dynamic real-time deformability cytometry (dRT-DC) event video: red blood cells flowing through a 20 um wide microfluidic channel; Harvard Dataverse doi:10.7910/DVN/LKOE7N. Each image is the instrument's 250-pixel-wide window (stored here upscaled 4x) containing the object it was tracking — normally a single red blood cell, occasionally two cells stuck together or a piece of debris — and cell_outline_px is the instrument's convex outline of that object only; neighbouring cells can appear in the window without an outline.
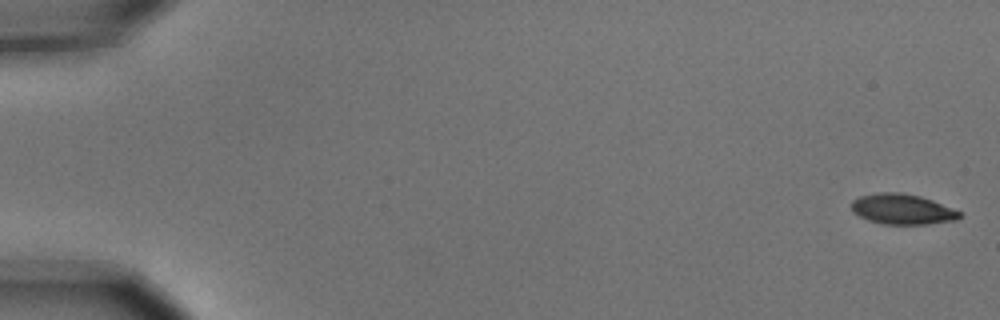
{"species": "common noctule bat (a hibernating species)", "species_latin": "Nyctalus noctula", "temperature_condition": "cold", "stored_images_in_passage": 9, "camera_frame_rate_fps": 3000, "um_per_image_px": 0.085, "animal": {"sex": "male", "body_mass_g": 15.6}, "frame": {"image": 1, "passage_image": 1, "time_ms": 0.0, "image_size_px": [1000, 320], "cell_outline_px": [[964, 216], [956, 220], [928, 224], [884, 224], [868, 220], [852, 212], [852, 200], [860, 196], [876, 192], [900, 192], [920, 196], [932, 200], [960, 212]], "centroid_in_image_um": [76.69, 17.78], "position_along_channel_um": 8.3, "area_um2": 19.13}}
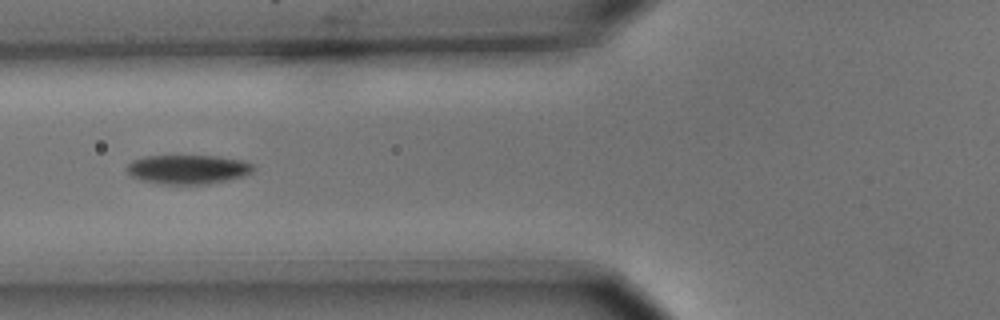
{"frame": {"image": 2, "passage_image": 7, "time_ms": 2.0, "image_size_px": [1000, 320], "cell_outline_px": [[256, 168], [252, 172], [228, 180], [208, 184], [160, 184], [140, 180], [132, 176], [128, 172], [128, 164], [132, 160], [148, 156], [216, 156], [240, 160], [252, 164]], "centroid_in_image_um": [15.96, 14.4], "position_along_channel_um": 109.8, "area_um2": 21.33}}
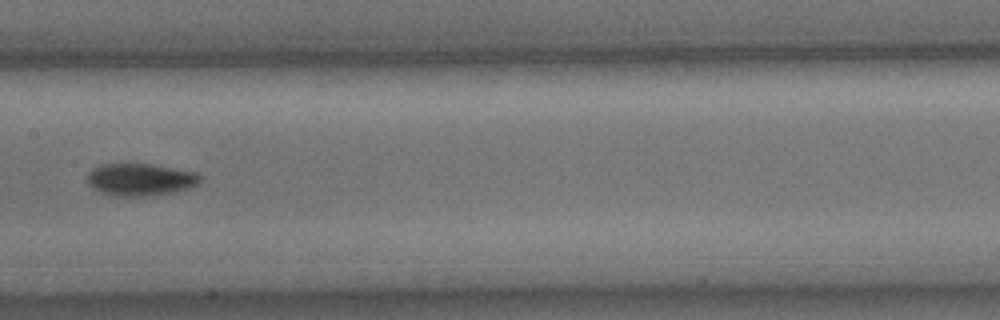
{"frame": {"image": 3, "passage_image": 9, "time_ms": 2.667, "image_size_px": [1000, 320], "cell_outline_px": [[200, 180], [196, 184], [188, 188], [152, 196], [112, 196], [92, 188], [88, 184], [88, 172], [92, 168], [100, 164], [152, 164], [200, 172]], "centroid_in_image_um": [11.91, 15.25], "position_along_channel_um": 195.5, "area_um2": 21.33}}